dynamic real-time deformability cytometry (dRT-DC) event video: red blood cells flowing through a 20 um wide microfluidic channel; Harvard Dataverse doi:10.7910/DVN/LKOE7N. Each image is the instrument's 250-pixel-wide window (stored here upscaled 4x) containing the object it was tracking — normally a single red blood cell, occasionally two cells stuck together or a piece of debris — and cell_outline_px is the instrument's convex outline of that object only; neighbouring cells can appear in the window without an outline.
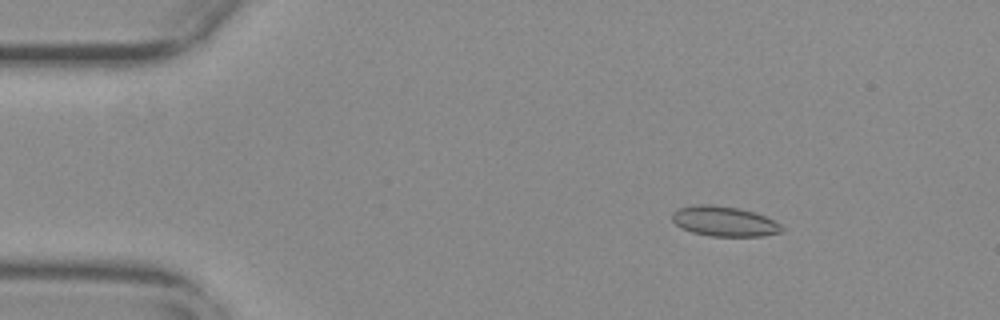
{"species": "common noctule bat (a hibernating species)", "species_latin": "Nyctalus noctula", "temperature_condition": "warm", "stored_images_in_passage": 12, "camera_frame_rate_fps": 3000, "um_per_image_px": 0.085, "animal": {"sex": "female", "body_mass_g": 29.2, "forearm_length_mm": 56.3}, "frame": {"image": 1, "passage_image": 2, "time_ms": 0.333, "image_size_px": [1000, 320], "cell_outline_px": [[784, 232], [764, 236], [708, 236], [692, 232], [676, 224], [672, 220], [672, 212], [680, 208], [692, 204], [712, 204], [740, 208], [764, 216], [780, 224], [784, 228]], "centroid_in_image_um": [61.56, 18.81], "position_along_channel_um": 23.4, "area_um2": 19.25}}
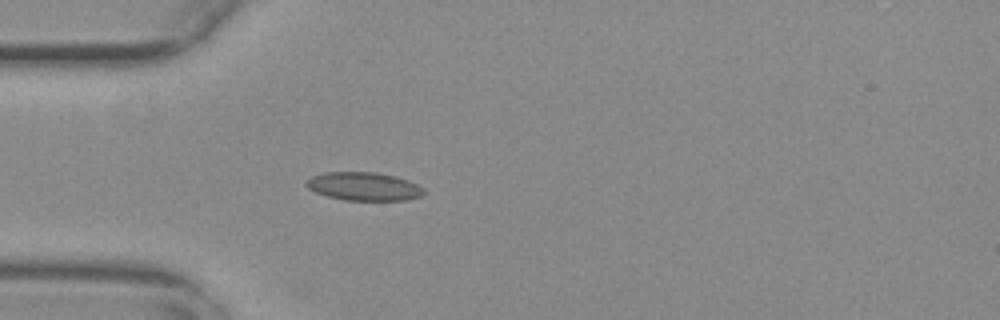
{"frame": {"image": 2, "passage_image": 10, "time_ms": 3.0, "image_size_px": [1000, 320], "cell_outline_px": [[424, 192], [420, 196], [404, 200], [344, 200], [328, 196], [316, 192], [308, 188], [304, 184], [304, 180], [312, 176], [324, 172], [376, 172], [396, 176], [408, 180], [424, 188]], "centroid_in_image_um": [30.89, 15.83], "position_along_channel_um": 54.1, "area_um2": 19.42}}